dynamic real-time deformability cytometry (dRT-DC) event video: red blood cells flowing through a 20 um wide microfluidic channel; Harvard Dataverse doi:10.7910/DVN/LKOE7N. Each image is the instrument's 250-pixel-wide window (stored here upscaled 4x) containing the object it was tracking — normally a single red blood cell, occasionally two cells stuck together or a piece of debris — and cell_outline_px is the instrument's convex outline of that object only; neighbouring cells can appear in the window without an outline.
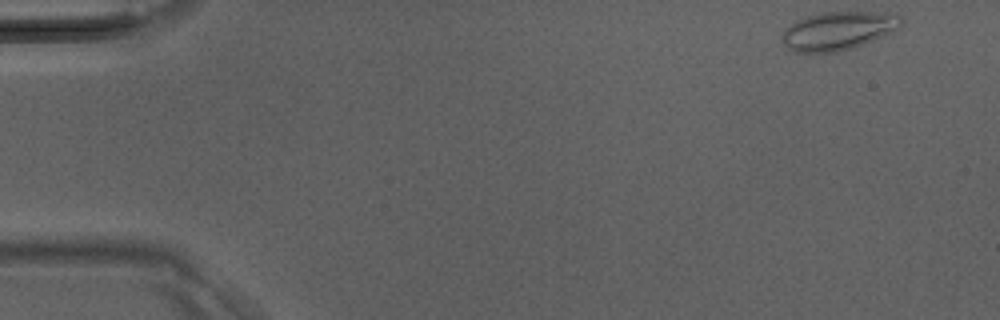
{"species": "Egyptian fruit bat (a non-hibernating species)", "species_latin": "Rousettus aegyptiacus", "temperature_condition": "room temperature", "stored_images_in_passage": 39, "camera_frame_rate_fps": 3000, "um_per_image_px": 0.085, "animal": {"sex": "male"}, "frame": {"image": 1, "passage_image": 1, "time_ms": 0.0, "image_size_px": [1000, 320], "cell_outline_px": [[904, 24], [900, 28], [884, 36], [852, 48], [836, 52], [796, 52], [788, 48], [784, 44], [784, 32], [796, 20], [808, 16], [824, 12], [888, 12], [900, 16], [904, 20]], "centroid_in_image_um": [71.33, 2.6], "position_along_channel_um": 13.7, "area_um2": 26.47}}
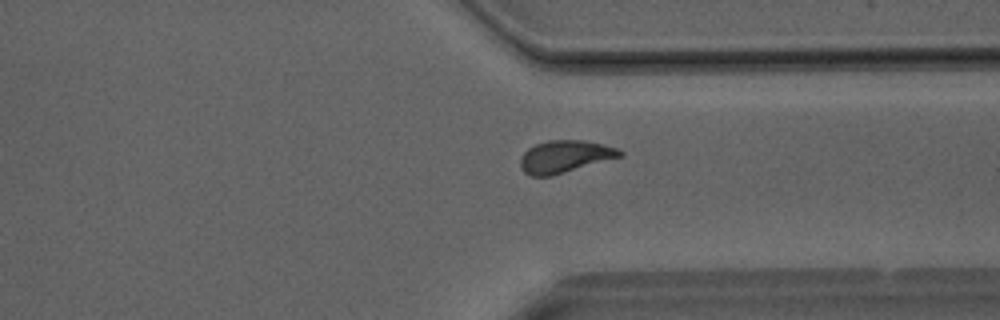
{"frame": {"image": 2, "passage_image": 29, "time_ms": 9.333, "image_size_px": [1000, 320], "cell_outline_px": [[624, 156], [552, 176], [528, 176], [520, 168], [520, 156], [528, 148], [536, 144], [548, 140], [580, 140], [600, 144], [616, 148], [624, 152]], "centroid_in_image_um": [47.99, 13.32], "position_along_channel_um": 363.4, "area_um2": 18.84}}
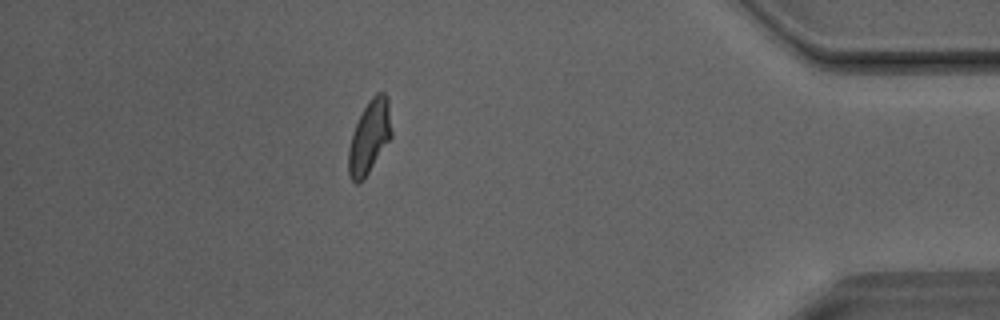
{"frame": {"image": 3, "passage_image": 34, "time_ms": 11.0, "image_size_px": [1000, 320], "cell_outline_px": [[392, 136], [364, 180], [360, 184], [356, 184], [352, 180], [348, 172], [348, 148], [352, 132], [368, 100], [376, 92], [384, 92], [388, 96], [392, 132]], "centroid_in_image_um": [31.4, 11.64], "position_along_channel_um": 403.8, "area_um2": 18.55}}